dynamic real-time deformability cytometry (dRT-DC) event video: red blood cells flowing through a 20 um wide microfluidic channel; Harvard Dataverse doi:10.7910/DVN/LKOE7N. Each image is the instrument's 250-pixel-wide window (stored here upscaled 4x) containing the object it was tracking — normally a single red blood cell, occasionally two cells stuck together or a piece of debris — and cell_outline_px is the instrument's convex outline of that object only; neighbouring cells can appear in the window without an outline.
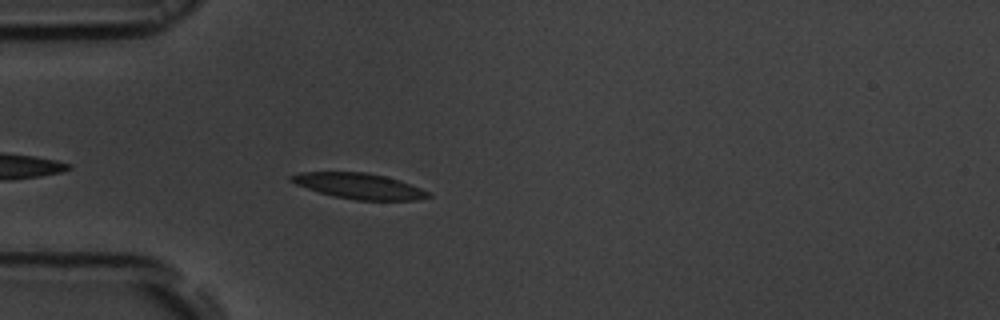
{"species": "common noctule bat (a hibernating species)", "species_latin": "Nyctalus noctula", "temperature_condition": "room temperature", "stored_images_in_passage": 35, "camera_frame_rate_fps": 3000, "um_per_image_px": 0.085, "animal": {"sex": "male", "body_mass_g": 19.5, "forearm_length_mm": 54.6}, "frame": {"image": 1, "passage_image": 3, "time_ms": 0.667, "image_size_px": [1000, 320], "cell_outline_px": [[432, 196], [416, 200], [356, 200], [332, 196], [296, 184], [288, 180], [288, 176], [300, 172], [364, 172], [384, 176], [400, 180], [420, 188], [428, 192]], "centroid_in_image_um": [30.5, 15.81], "position_along_channel_um": 54.5, "area_um2": 20.35}}
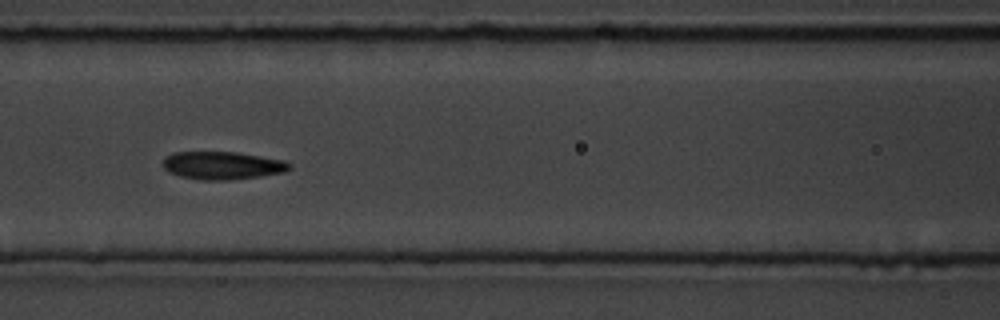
{"frame": {"image": 2, "passage_image": 11, "time_ms": 3.333, "image_size_px": [1000, 320], "cell_outline_px": [[292, 168], [284, 172], [260, 176], [228, 180], [200, 180], [180, 176], [168, 172], [164, 168], [164, 160], [172, 152], [236, 152], [284, 160], [292, 164]], "centroid_in_image_um": [18.93, 14.07], "position_along_channel_um": 147.7, "area_um2": 20.52}}
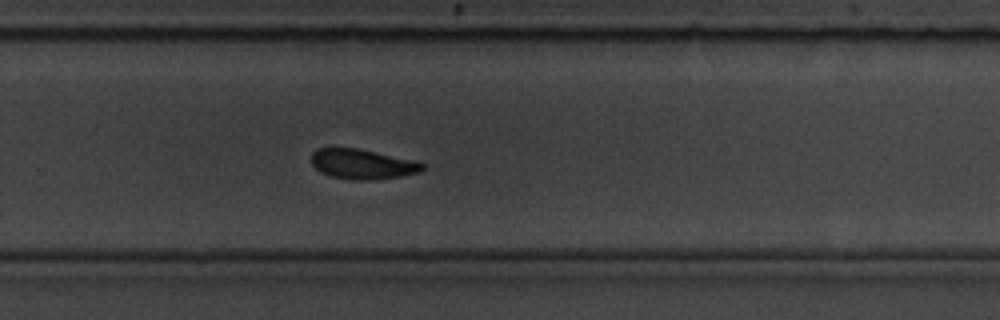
{"frame": {"image": 3, "passage_image": 23, "time_ms": 7.333, "image_size_px": [1000, 320], "cell_outline_px": [[424, 168], [420, 172], [400, 176], [372, 180], [352, 180], [332, 176], [320, 172], [312, 164], [312, 152], [316, 148], [356, 148], [408, 160], [424, 164]], "centroid_in_image_um": [30.73, 13.96], "position_along_channel_um": 299.1, "area_um2": 18.9}, "authors_computed_cell_mechanics": {"area_um2": 20.4034, "velocity_mm_per_s": 3.8016, "shape_relaxation_time_tau1_ms": 5.3219, "shape_relaxation_time_tau2_ms": 6.1005, "deformation_change_tau1": 0.1313, "deformation_change_tau2": 0.1133}}